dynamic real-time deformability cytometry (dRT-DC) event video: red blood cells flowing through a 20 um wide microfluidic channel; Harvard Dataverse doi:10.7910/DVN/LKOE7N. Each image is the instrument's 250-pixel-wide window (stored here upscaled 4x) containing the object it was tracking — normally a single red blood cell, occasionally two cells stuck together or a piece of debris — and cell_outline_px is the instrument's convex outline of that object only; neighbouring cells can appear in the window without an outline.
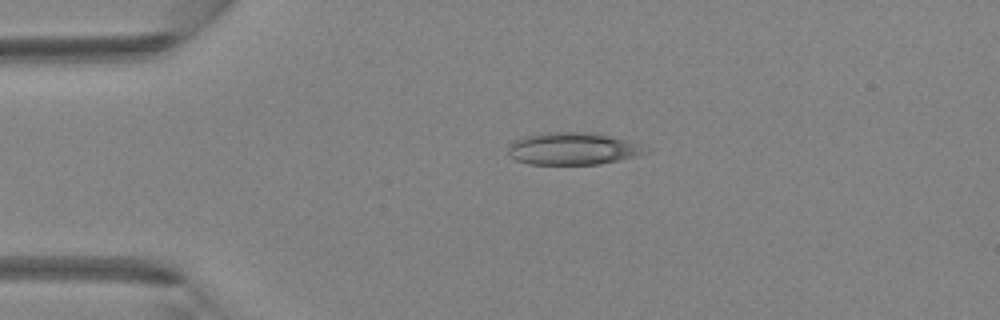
{"species": "Egyptian fruit bat (a non-hibernating species)", "species_latin": "Rousettus aegyptiacus", "temperature_condition": "room temperature", "stored_images_in_passage": 5, "camera_frame_rate_fps": 3000, "um_per_image_px": 0.085, "animal": {"sex": "female"}, "frame": {"image": 1, "passage_image": 3, "time_ms": 0.667, "image_size_px": [1000, 320], "cell_outline_px": [[652, 152], [640, 156], [600, 164], [528, 164], [516, 160], [508, 152], [508, 148], [512, 140], [544, 132], [596, 132], [624, 140], [636, 144]], "centroid_in_image_um": [48.7, 12.64], "position_along_channel_um": 36.3, "area_um2": 25.84}}
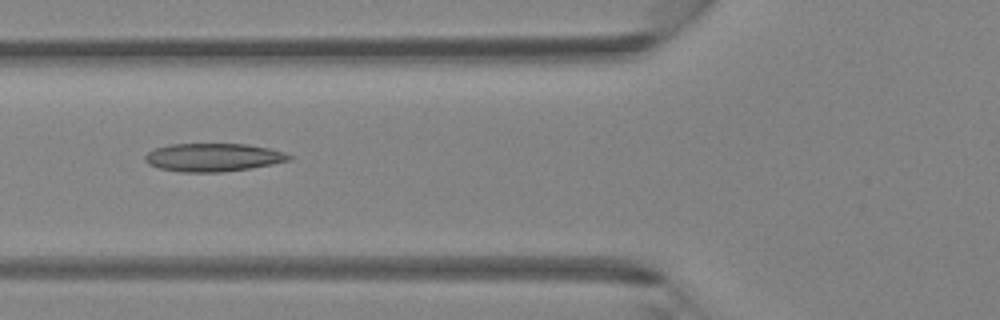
{"frame": {"image": 2, "passage_image": 5, "time_ms": 1.333, "image_size_px": [1000, 320], "cell_outline_px": [[292, 160], [272, 164], [224, 172], [180, 172], [160, 168], [148, 164], [144, 160], [144, 156], [148, 152], [156, 148], [172, 144], [248, 144], [268, 148], [284, 152], [292, 156]], "centroid_in_image_um": [18.12, 13.38], "position_along_channel_um": 107.7, "area_um2": 23.58}}